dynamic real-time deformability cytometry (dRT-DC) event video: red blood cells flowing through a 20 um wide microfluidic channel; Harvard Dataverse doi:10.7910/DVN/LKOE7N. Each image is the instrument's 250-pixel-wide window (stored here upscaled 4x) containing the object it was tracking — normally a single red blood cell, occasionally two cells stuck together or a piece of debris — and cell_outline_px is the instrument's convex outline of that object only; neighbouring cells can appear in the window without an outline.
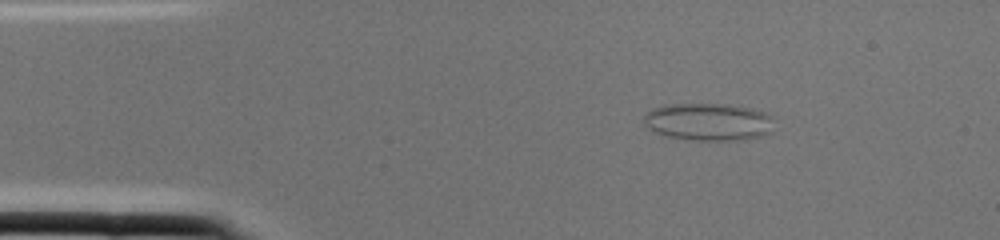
{"species": "common noctule bat (a hibernating species)", "species_latin": "Nyctalus noctula", "temperature_condition": "cold", "stored_images_in_passage": 3, "camera_frame_rate_fps": 3000, "um_per_image_px": 0.085, "animal": {"sex": "female", "body_mass_g": 22.0, "forearm_length_mm": 56.7}, "frame": {"image": 1, "passage_image": 3, "time_ms": 0.667, "image_size_px": [1000, 240], "cell_outline_px": [[772, 132], [760, 136], [744, 140], [696, 140], [668, 136], [656, 132], [648, 128], [644, 124], [644, 116], [652, 108], [664, 104], [724, 104], [748, 108], [764, 112], [772, 116]], "centroid_in_image_um": [60.21, 10.35], "position_along_channel_um": 24.8, "area_um2": 28.38}}